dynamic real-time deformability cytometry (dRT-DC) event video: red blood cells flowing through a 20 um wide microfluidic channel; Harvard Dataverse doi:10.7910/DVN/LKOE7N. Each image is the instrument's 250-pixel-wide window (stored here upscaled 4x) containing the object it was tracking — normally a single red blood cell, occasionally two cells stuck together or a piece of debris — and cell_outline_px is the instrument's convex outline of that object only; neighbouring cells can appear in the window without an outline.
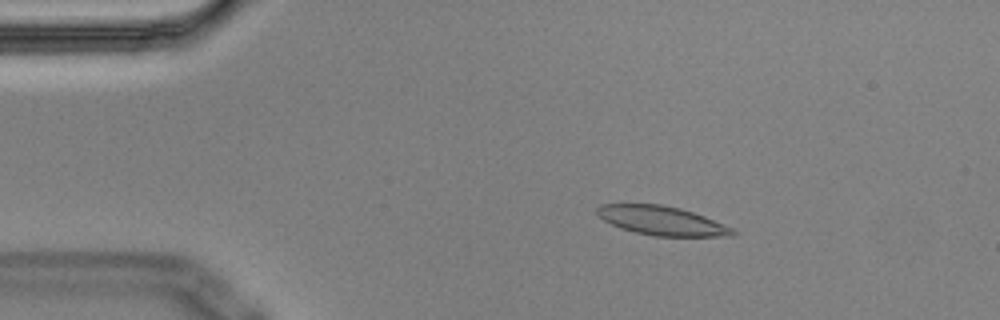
{"species": "Egyptian fruit bat (a non-hibernating species)", "species_latin": "Rousettus aegyptiacus", "temperature_condition": "cold", "stored_images_in_passage": 5, "camera_frame_rate_fps": 3000, "um_per_image_px": 0.085, "animal": {"sex": "male"}, "frame": {"image": 1, "passage_image": 2, "time_ms": 0.333, "image_size_px": [1000, 320], "cell_outline_px": [[736, 232], [732, 236], [652, 236], [620, 228], [604, 220], [596, 212], [596, 208], [600, 204], [660, 204], [680, 208], [704, 216], [732, 228]], "centroid_in_image_um": [56.23, 18.75], "position_along_channel_um": 28.8, "area_um2": 22.72}}
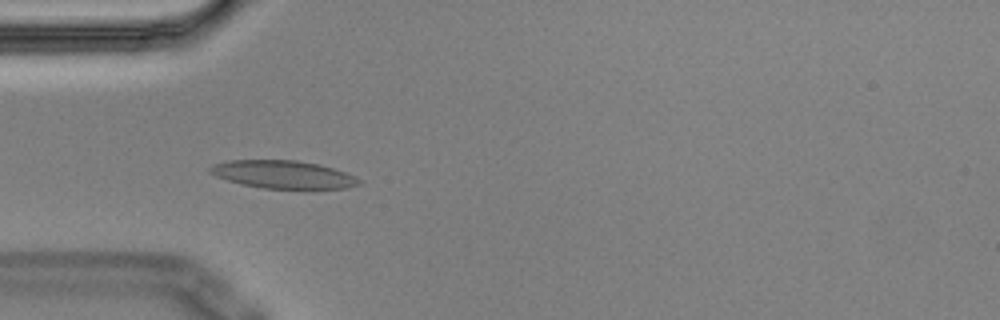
{"frame": {"image": 2, "passage_image": 4, "time_ms": 1.0, "image_size_px": [1000, 320], "cell_outline_px": [[364, 180], [360, 184], [348, 188], [304, 192], [264, 188], [240, 184], [216, 176], [208, 172], [208, 168], [212, 164], [228, 160], [296, 160], [320, 164], [356, 176]], "centroid_in_image_um": [24.15, 14.88], "position_along_channel_um": 60.8, "area_um2": 25.49}}